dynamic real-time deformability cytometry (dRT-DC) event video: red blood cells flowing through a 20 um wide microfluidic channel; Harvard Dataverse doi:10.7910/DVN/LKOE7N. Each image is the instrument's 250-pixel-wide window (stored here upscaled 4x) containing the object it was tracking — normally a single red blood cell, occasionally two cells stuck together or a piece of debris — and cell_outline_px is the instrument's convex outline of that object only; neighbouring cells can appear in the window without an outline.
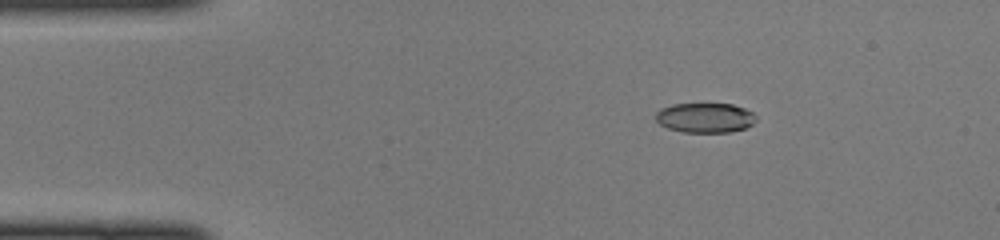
{"species": "common noctule bat (a hibernating species)", "species_latin": "Nyctalus noctula", "temperature_condition": "cold", "stored_images_in_passage": 47, "camera_frame_rate_fps": 3000, "um_per_image_px": 0.085, "animal": {"sex": "female", "body_mass_g": 22.0, "forearm_length_mm": 56.7}, "frame": {"image": 1, "passage_image": 8, "time_ms": 2.333, "image_size_px": [1000, 240], "cell_outline_px": [[756, 120], [752, 124], [744, 128], [728, 132], [680, 132], [668, 128], [660, 124], [656, 120], [656, 112], [660, 108], [672, 104], [732, 104], [744, 108], [752, 112], [756, 116]], "centroid_in_image_um": [59.91, 10.0], "position_along_channel_um": 25.1, "area_um2": 17.4}}
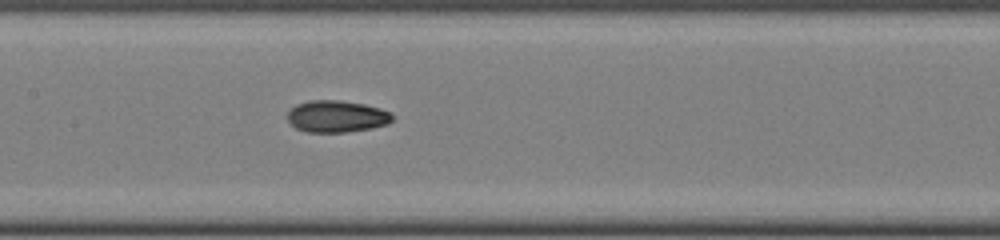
{"frame": {"image": 2, "passage_image": 23, "time_ms": 7.333, "image_size_px": [1000, 240], "cell_outline_px": [[392, 120], [388, 124], [372, 128], [344, 132], [308, 132], [296, 128], [288, 120], [288, 112], [296, 104], [308, 100], [340, 100], [364, 104], [380, 108], [392, 112]], "centroid_in_image_um": [28.63, 9.88], "position_along_channel_um": 178.8, "area_um2": 19.48}}
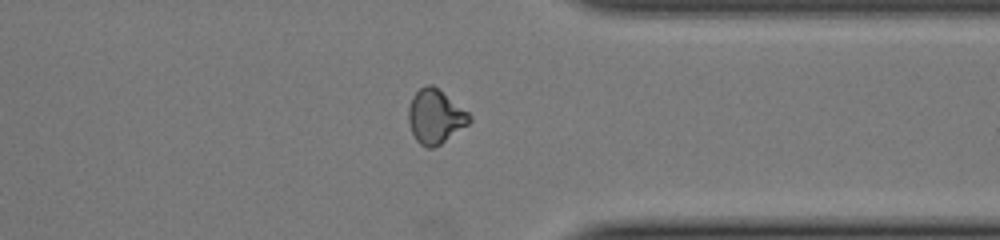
{"frame": {"image": 3, "passage_image": 37, "time_ms": 12.0, "image_size_px": [1000, 240], "cell_outline_px": [[472, 120], [468, 124], [440, 144], [432, 148], [428, 148], [420, 144], [416, 140], [412, 132], [408, 120], [408, 108], [412, 96], [420, 88], [428, 84], [432, 84], [468, 112], [472, 116]], "centroid_in_image_um": [36.99, 9.9], "position_along_channel_um": 374.4, "area_um2": 19.02}}